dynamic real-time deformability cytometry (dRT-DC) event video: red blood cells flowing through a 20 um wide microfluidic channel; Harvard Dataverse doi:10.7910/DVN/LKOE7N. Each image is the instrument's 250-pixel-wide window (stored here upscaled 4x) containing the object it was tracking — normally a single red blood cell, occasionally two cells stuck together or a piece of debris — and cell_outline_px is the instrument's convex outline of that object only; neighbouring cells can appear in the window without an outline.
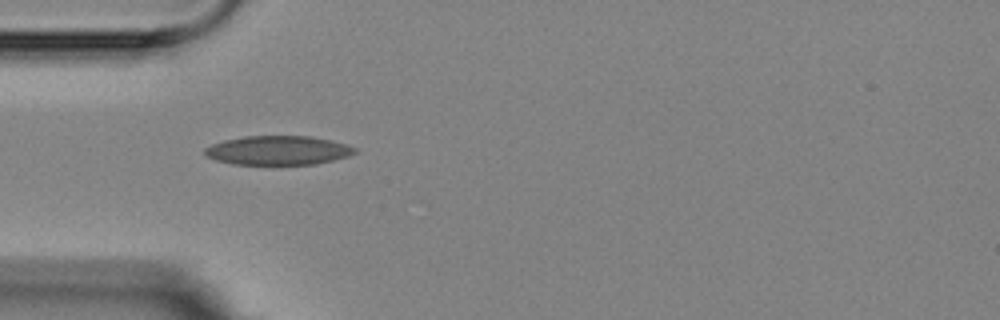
{"species": "Egyptian fruit bat (a non-hibernating species)", "species_latin": "Rousettus aegyptiacus", "temperature_condition": "room temperature", "stored_images_in_passage": 5, "camera_frame_rate_fps": 3000, "um_per_image_px": 0.085, "animal": {"sex": "female"}, "frame": {"image": 1, "passage_image": 1, "time_ms": 0.0, "image_size_px": [1000, 320], "cell_outline_px": [[356, 152], [348, 156], [316, 164], [272, 168], [232, 164], [216, 160], [204, 156], [204, 148], [212, 144], [224, 140], [244, 136], [312, 136], [332, 140], [348, 144], [356, 148]], "centroid_in_image_um": [23.61, 12.83], "position_along_channel_um": 61.4, "area_um2": 26.76}}
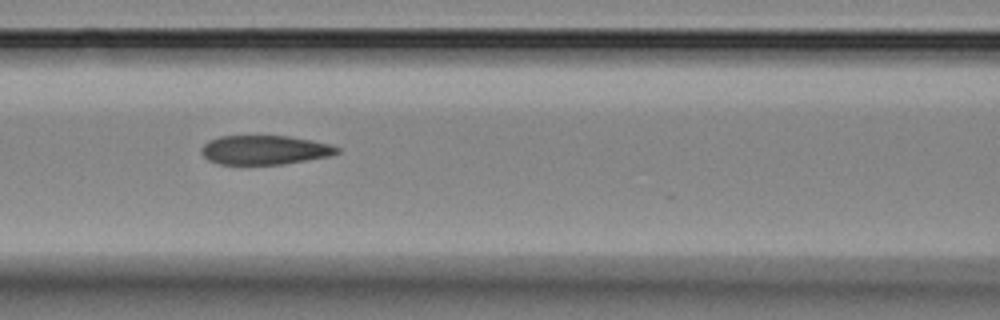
{"frame": {"image": 2, "passage_image": 3, "time_ms": 2.333, "image_size_px": [1000, 320], "cell_outline_px": [[340, 152], [332, 156], [284, 164], [220, 164], [208, 160], [200, 152], [200, 148], [208, 140], [220, 136], [288, 136], [332, 144], [340, 148]], "centroid_in_image_um": [22.52, 12.75], "position_along_channel_um": 144.1, "area_um2": 23.24}}
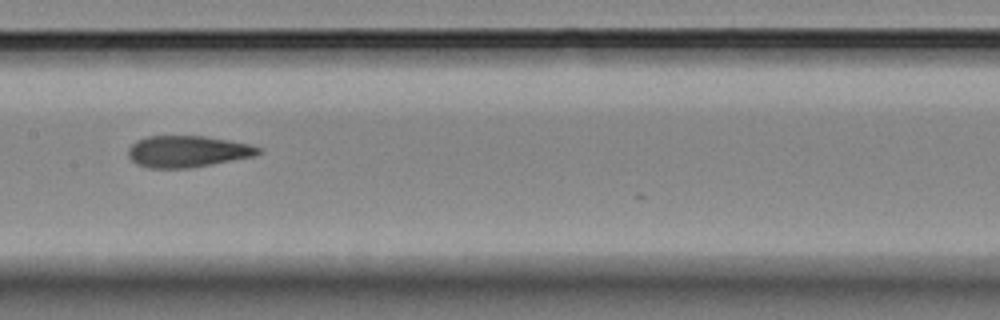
{"frame": {"image": 3, "passage_image": 4, "time_ms": 3.667, "image_size_px": [1000, 320], "cell_outline_px": [[260, 152], [256, 156], [192, 168], [148, 168], [136, 164], [128, 156], [128, 148], [136, 140], [148, 136], [204, 136], [252, 144], [260, 148]], "centroid_in_image_um": [15.94, 12.88], "position_along_channel_um": 191.5, "area_um2": 24.1}}